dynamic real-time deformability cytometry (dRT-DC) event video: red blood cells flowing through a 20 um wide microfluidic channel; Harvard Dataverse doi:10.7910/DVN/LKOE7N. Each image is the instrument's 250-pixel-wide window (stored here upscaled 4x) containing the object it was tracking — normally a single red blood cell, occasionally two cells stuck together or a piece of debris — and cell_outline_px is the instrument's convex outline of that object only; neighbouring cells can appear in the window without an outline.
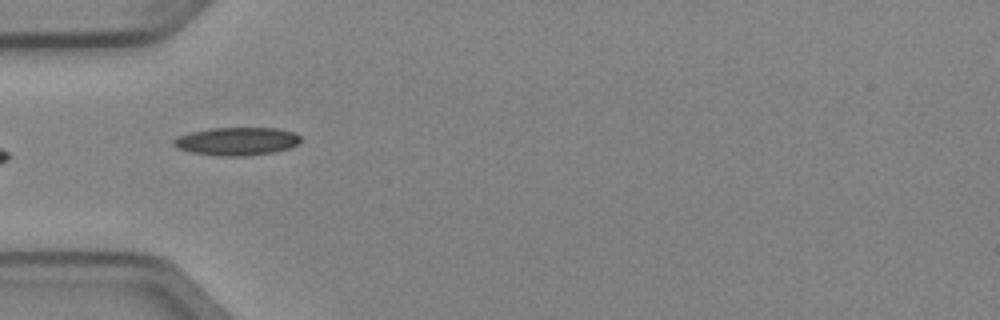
{"species": "Egyptian fruit bat (a non-hibernating species)", "species_latin": "Rousettus aegyptiacus", "temperature_condition": "cold", "stored_images_in_passage": 5, "camera_frame_rate_fps": 3000, "um_per_image_px": 0.085, "animal": {"sex": "female"}, "frame": {"image": 1, "passage_image": 3, "time_ms": 0.667, "image_size_px": [1000, 320], "cell_outline_px": [[300, 140], [296, 144], [288, 148], [272, 152], [244, 156], [220, 156], [192, 152], [176, 148], [172, 144], [172, 140], [176, 136], [192, 132], [212, 128], [276, 128], [292, 132], [300, 136]], "centroid_in_image_um": [20.07, 12.01], "position_along_channel_um": 64.9, "area_um2": 20.58}}
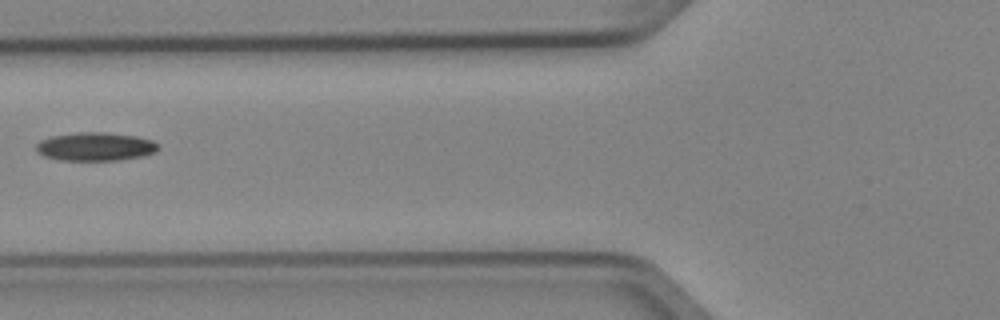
{"frame": {"image": 2, "passage_image": 4, "time_ms": 1.0, "image_size_px": [1000, 320], "cell_outline_px": [[160, 148], [156, 152], [144, 156], [120, 160], [60, 160], [44, 156], [36, 152], [36, 144], [40, 140], [52, 136], [80, 132], [104, 132], [136, 136], [152, 140]], "centroid_in_image_um": [8.11, 12.46], "position_along_channel_um": 117.7, "area_um2": 20.29}}